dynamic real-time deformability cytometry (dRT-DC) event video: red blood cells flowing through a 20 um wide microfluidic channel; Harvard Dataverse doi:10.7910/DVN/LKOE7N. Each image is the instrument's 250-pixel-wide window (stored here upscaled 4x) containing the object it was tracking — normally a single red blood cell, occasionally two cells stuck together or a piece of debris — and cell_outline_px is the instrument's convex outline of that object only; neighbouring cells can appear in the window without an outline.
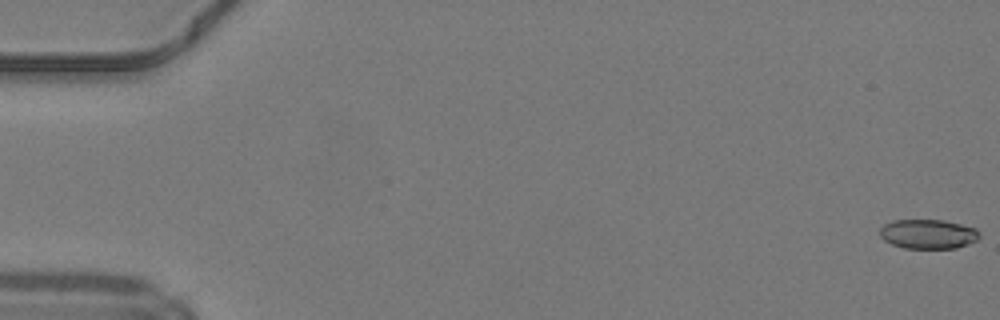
{"species": "common noctule bat (a hibernating species)", "species_latin": "Nyctalus noctula", "temperature_condition": "warm", "stored_images_in_passage": 17, "camera_frame_rate_fps": 3000, "um_per_image_px": 0.085, "animal": {"sex": "male", "body_mass_g": 19.2, "forearm_length_mm": 51.8}, "frame": {"image": 1, "passage_image": 1, "time_ms": 0.0, "image_size_px": [1000, 320], "cell_outline_px": [[980, 236], [976, 240], [968, 244], [956, 248], [904, 248], [892, 244], [884, 240], [880, 236], [880, 228], [884, 224], [892, 220], [944, 220], [976, 228], [980, 232]], "centroid_in_image_um": [78.88, 19.89], "position_along_channel_um": 6.1, "area_um2": 17.11}}
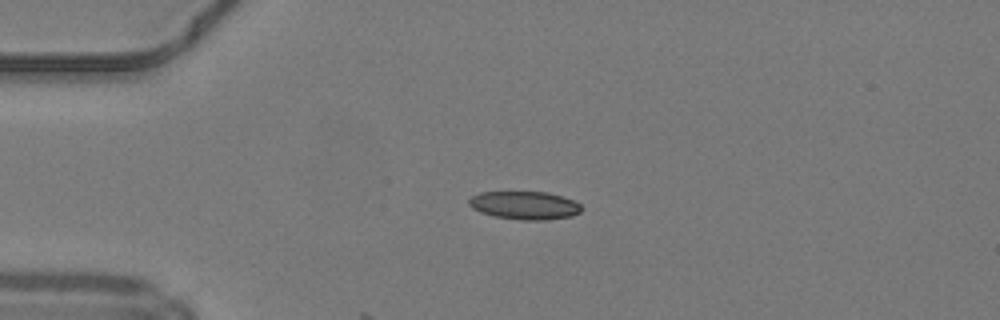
{"frame": {"image": 2, "passage_image": 13, "time_ms": 4.0, "image_size_px": [1000, 320], "cell_outline_px": [[580, 212], [572, 216], [548, 220], [520, 220], [496, 216], [480, 212], [472, 208], [468, 204], [468, 200], [472, 196], [480, 192], [548, 192], [572, 200], [580, 204]], "centroid_in_image_um": [44.57, 17.46], "position_along_channel_um": 40.4, "area_um2": 18.38}}